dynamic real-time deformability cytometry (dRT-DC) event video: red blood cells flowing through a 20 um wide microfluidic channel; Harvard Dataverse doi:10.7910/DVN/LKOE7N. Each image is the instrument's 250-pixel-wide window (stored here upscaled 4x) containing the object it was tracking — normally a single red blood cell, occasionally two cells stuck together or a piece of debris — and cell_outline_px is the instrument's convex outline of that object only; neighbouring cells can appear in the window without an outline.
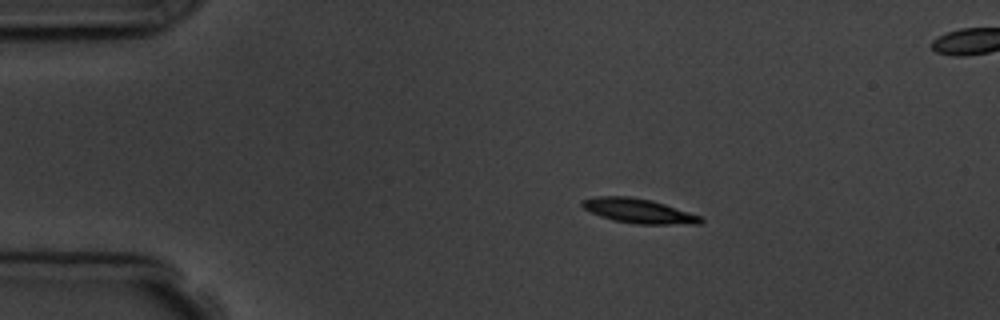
{"species": "common noctule bat (a hibernating species)", "species_latin": "Nyctalus noctula", "temperature_condition": "room temperature", "stored_images_in_passage": 5, "camera_frame_rate_fps": 3000, "um_per_image_px": 0.085, "animal": {"sex": "male", "body_mass_g": 19.5, "forearm_length_mm": 54.6}, "frame": {"image": 1, "passage_image": 2, "time_ms": 1.333, "image_size_px": [1000, 320], "cell_outline_px": [[704, 220], [700, 224], [636, 224], [612, 220], [600, 216], [584, 208], [580, 204], [580, 200], [596, 196], [632, 196], [652, 200], [700, 216]], "centroid_in_image_um": [54.25, 17.92], "position_along_channel_um": 30.8, "area_um2": 16.94}}